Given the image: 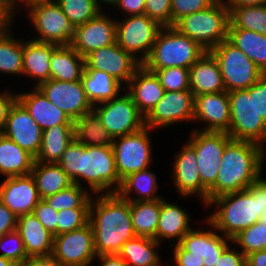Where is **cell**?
Listing matches in <instances>:
<instances>
[{"mask_svg":"<svg viewBox=\"0 0 266 266\" xmlns=\"http://www.w3.org/2000/svg\"><path fill=\"white\" fill-rule=\"evenodd\" d=\"M58 164L80 187L86 180L89 193H117L122 180L116 170L112 147L85 146L75 139L67 146ZM83 180V181H82ZM91 191V192H90Z\"/></svg>","mask_w":266,"mask_h":266,"instance_id":"1","label":"cell"},{"mask_svg":"<svg viewBox=\"0 0 266 266\" xmlns=\"http://www.w3.org/2000/svg\"><path fill=\"white\" fill-rule=\"evenodd\" d=\"M89 223L97 256L118 254L127 240L136 237L130 201L118 193L97 194L91 198Z\"/></svg>","mask_w":266,"mask_h":266,"instance_id":"2","label":"cell"},{"mask_svg":"<svg viewBox=\"0 0 266 266\" xmlns=\"http://www.w3.org/2000/svg\"><path fill=\"white\" fill-rule=\"evenodd\" d=\"M265 156L261 145L232 139L223 151L217 180L208 190V203L220 195L247 189L262 174Z\"/></svg>","mask_w":266,"mask_h":266,"instance_id":"3","label":"cell"},{"mask_svg":"<svg viewBox=\"0 0 266 266\" xmlns=\"http://www.w3.org/2000/svg\"><path fill=\"white\" fill-rule=\"evenodd\" d=\"M214 207L206 218L223 236L232 239L240 231L259 220L256 196L248 189L232 192L213 198L205 208Z\"/></svg>","mask_w":266,"mask_h":266,"instance_id":"4","label":"cell"},{"mask_svg":"<svg viewBox=\"0 0 266 266\" xmlns=\"http://www.w3.org/2000/svg\"><path fill=\"white\" fill-rule=\"evenodd\" d=\"M206 50L174 26H165L157 34L153 48L142 63L146 69L181 67L189 69Z\"/></svg>","mask_w":266,"mask_h":266,"instance_id":"5","label":"cell"},{"mask_svg":"<svg viewBox=\"0 0 266 266\" xmlns=\"http://www.w3.org/2000/svg\"><path fill=\"white\" fill-rule=\"evenodd\" d=\"M229 23V9L223 0H217L205 10L183 16L173 26L210 51L228 39Z\"/></svg>","mask_w":266,"mask_h":266,"instance_id":"6","label":"cell"},{"mask_svg":"<svg viewBox=\"0 0 266 266\" xmlns=\"http://www.w3.org/2000/svg\"><path fill=\"white\" fill-rule=\"evenodd\" d=\"M231 119L227 134L233 140L250 141L266 148V122L255 106V83L248 89L228 92Z\"/></svg>","mask_w":266,"mask_h":266,"instance_id":"7","label":"cell"},{"mask_svg":"<svg viewBox=\"0 0 266 266\" xmlns=\"http://www.w3.org/2000/svg\"><path fill=\"white\" fill-rule=\"evenodd\" d=\"M199 126L191 131L189 140L196 153L202 181V205L208 204V190L215 184L225 146L232 138L225 132L201 131Z\"/></svg>","mask_w":266,"mask_h":266,"instance_id":"8","label":"cell"},{"mask_svg":"<svg viewBox=\"0 0 266 266\" xmlns=\"http://www.w3.org/2000/svg\"><path fill=\"white\" fill-rule=\"evenodd\" d=\"M31 26L38 37L30 38L38 42L70 45L75 27L63 13L56 1H38L25 7Z\"/></svg>","mask_w":266,"mask_h":266,"instance_id":"9","label":"cell"},{"mask_svg":"<svg viewBox=\"0 0 266 266\" xmlns=\"http://www.w3.org/2000/svg\"><path fill=\"white\" fill-rule=\"evenodd\" d=\"M216 58L227 92L248 89L264 74L247 55L228 39L210 50Z\"/></svg>","mask_w":266,"mask_h":266,"instance_id":"10","label":"cell"},{"mask_svg":"<svg viewBox=\"0 0 266 266\" xmlns=\"http://www.w3.org/2000/svg\"><path fill=\"white\" fill-rule=\"evenodd\" d=\"M120 20H116V42L142 64L163 26L145 14L125 16Z\"/></svg>","mask_w":266,"mask_h":266,"instance_id":"11","label":"cell"},{"mask_svg":"<svg viewBox=\"0 0 266 266\" xmlns=\"http://www.w3.org/2000/svg\"><path fill=\"white\" fill-rule=\"evenodd\" d=\"M150 131L151 129L145 126L135 133L114 138L112 149L121 180L131 173L151 167L153 147Z\"/></svg>","mask_w":266,"mask_h":266,"instance_id":"12","label":"cell"},{"mask_svg":"<svg viewBox=\"0 0 266 266\" xmlns=\"http://www.w3.org/2000/svg\"><path fill=\"white\" fill-rule=\"evenodd\" d=\"M112 138L135 133L145 127V116L125 91L116 98L93 106Z\"/></svg>","mask_w":266,"mask_h":266,"instance_id":"13","label":"cell"},{"mask_svg":"<svg viewBox=\"0 0 266 266\" xmlns=\"http://www.w3.org/2000/svg\"><path fill=\"white\" fill-rule=\"evenodd\" d=\"M62 266H92L97 258L90 223L53 237L51 254Z\"/></svg>","mask_w":266,"mask_h":266,"instance_id":"14","label":"cell"},{"mask_svg":"<svg viewBox=\"0 0 266 266\" xmlns=\"http://www.w3.org/2000/svg\"><path fill=\"white\" fill-rule=\"evenodd\" d=\"M194 95L190 90L165 91L162 99L145 116V126L153 132L179 122L193 121Z\"/></svg>","mask_w":266,"mask_h":266,"instance_id":"15","label":"cell"},{"mask_svg":"<svg viewBox=\"0 0 266 266\" xmlns=\"http://www.w3.org/2000/svg\"><path fill=\"white\" fill-rule=\"evenodd\" d=\"M37 88L72 121L93 109L92 104L87 99L81 80L66 82L49 79Z\"/></svg>","mask_w":266,"mask_h":266,"instance_id":"16","label":"cell"},{"mask_svg":"<svg viewBox=\"0 0 266 266\" xmlns=\"http://www.w3.org/2000/svg\"><path fill=\"white\" fill-rule=\"evenodd\" d=\"M141 65L137 59L116 42L89 53L85 57L84 69L104 71L125 87Z\"/></svg>","mask_w":266,"mask_h":266,"instance_id":"17","label":"cell"},{"mask_svg":"<svg viewBox=\"0 0 266 266\" xmlns=\"http://www.w3.org/2000/svg\"><path fill=\"white\" fill-rule=\"evenodd\" d=\"M1 133L17 143L34 158L37 157L42 143L43 131L17 99L9 109Z\"/></svg>","mask_w":266,"mask_h":266,"instance_id":"18","label":"cell"},{"mask_svg":"<svg viewBox=\"0 0 266 266\" xmlns=\"http://www.w3.org/2000/svg\"><path fill=\"white\" fill-rule=\"evenodd\" d=\"M116 43V19L101 11L95 18L75 27L71 46L82 56Z\"/></svg>","mask_w":266,"mask_h":266,"instance_id":"19","label":"cell"},{"mask_svg":"<svg viewBox=\"0 0 266 266\" xmlns=\"http://www.w3.org/2000/svg\"><path fill=\"white\" fill-rule=\"evenodd\" d=\"M203 224L208 226L207 230L204 227L197 229L192 228L186 233L178 244L190 255H196L203 258L204 266H215L223 250L232 243L228 237L222 236L213 224L204 218ZM211 226V227H209Z\"/></svg>","mask_w":266,"mask_h":266,"instance_id":"20","label":"cell"},{"mask_svg":"<svg viewBox=\"0 0 266 266\" xmlns=\"http://www.w3.org/2000/svg\"><path fill=\"white\" fill-rule=\"evenodd\" d=\"M231 107L227 91L194 96L195 122H202L205 128L201 131H229Z\"/></svg>","mask_w":266,"mask_h":266,"instance_id":"21","label":"cell"},{"mask_svg":"<svg viewBox=\"0 0 266 266\" xmlns=\"http://www.w3.org/2000/svg\"><path fill=\"white\" fill-rule=\"evenodd\" d=\"M4 179L0 182V201L17 216L31 214L41 200L31 173Z\"/></svg>","mask_w":266,"mask_h":266,"instance_id":"22","label":"cell"},{"mask_svg":"<svg viewBox=\"0 0 266 266\" xmlns=\"http://www.w3.org/2000/svg\"><path fill=\"white\" fill-rule=\"evenodd\" d=\"M172 182L180 197L199 196L202 201V181L194 147L186 141L174 156Z\"/></svg>","mask_w":266,"mask_h":266,"instance_id":"23","label":"cell"},{"mask_svg":"<svg viewBox=\"0 0 266 266\" xmlns=\"http://www.w3.org/2000/svg\"><path fill=\"white\" fill-rule=\"evenodd\" d=\"M124 89L144 116L162 99L165 92L156 74L143 65L135 71Z\"/></svg>","mask_w":266,"mask_h":266,"instance_id":"24","label":"cell"},{"mask_svg":"<svg viewBox=\"0 0 266 266\" xmlns=\"http://www.w3.org/2000/svg\"><path fill=\"white\" fill-rule=\"evenodd\" d=\"M32 88V92L18 93L17 100L42 131L56 125H73V121L61 109L53 105L38 88Z\"/></svg>","mask_w":266,"mask_h":266,"instance_id":"25","label":"cell"},{"mask_svg":"<svg viewBox=\"0 0 266 266\" xmlns=\"http://www.w3.org/2000/svg\"><path fill=\"white\" fill-rule=\"evenodd\" d=\"M189 81L194 96L226 91L219 64L210 51L189 68Z\"/></svg>","mask_w":266,"mask_h":266,"instance_id":"26","label":"cell"},{"mask_svg":"<svg viewBox=\"0 0 266 266\" xmlns=\"http://www.w3.org/2000/svg\"><path fill=\"white\" fill-rule=\"evenodd\" d=\"M58 46L32 39L23 40V75L36 79V88L50 79V59Z\"/></svg>","mask_w":266,"mask_h":266,"instance_id":"27","label":"cell"},{"mask_svg":"<svg viewBox=\"0 0 266 266\" xmlns=\"http://www.w3.org/2000/svg\"><path fill=\"white\" fill-rule=\"evenodd\" d=\"M17 231L24 242L28 257L52 254L53 235L33 213L17 217Z\"/></svg>","mask_w":266,"mask_h":266,"instance_id":"28","label":"cell"},{"mask_svg":"<svg viewBox=\"0 0 266 266\" xmlns=\"http://www.w3.org/2000/svg\"><path fill=\"white\" fill-rule=\"evenodd\" d=\"M190 219L191 217L187 210L162 198L159 222L156 229V241L162 243V240L168 239L172 241L174 239L171 245L178 243L193 228L190 224Z\"/></svg>","mask_w":266,"mask_h":266,"instance_id":"29","label":"cell"},{"mask_svg":"<svg viewBox=\"0 0 266 266\" xmlns=\"http://www.w3.org/2000/svg\"><path fill=\"white\" fill-rule=\"evenodd\" d=\"M85 58L71 45H59L50 59V79L73 82L81 80Z\"/></svg>","mask_w":266,"mask_h":266,"instance_id":"30","label":"cell"},{"mask_svg":"<svg viewBox=\"0 0 266 266\" xmlns=\"http://www.w3.org/2000/svg\"><path fill=\"white\" fill-rule=\"evenodd\" d=\"M81 81L92 106L112 100L124 90V86L114 77L96 69H84Z\"/></svg>","mask_w":266,"mask_h":266,"instance_id":"31","label":"cell"},{"mask_svg":"<svg viewBox=\"0 0 266 266\" xmlns=\"http://www.w3.org/2000/svg\"><path fill=\"white\" fill-rule=\"evenodd\" d=\"M35 158L2 133L0 134V175L14 177L31 173Z\"/></svg>","mask_w":266,"mask_h":266,"instance_id":"32","label":"cell"},{"mask_svg":"<svg viewBox=\"0 0 266 266\" xmlns=\"http://www.w3.org/2000/svg\"><path fill=\"white\" fill-rule=\"evenodd\" d=\"M160 245L153 238L136 236L122 245L118 255L128 266H163L157 250Z\"/></svg>","mask_w":266,"mask_h":266,"instance_id":"33","label":"cell"},{"mask_svg":"<svg viewBox=\"0 0 266 266\" xmlns=\"http://www.w3.org/2000/svg\"><path fill=\"white\" fill-rule=\"evenodd\" d=\"M31 175L35 180L41 199H45L61 190L67 189L73 184L72 179L58 163L34 161Z\"/></svg>","mask_w":266,"mask_h":266,"instance_id":"34","label":"cell"},{"mask_svg":"<svg viewBox=\"0 0 266 266\" xmlns=\"http://www.w3.org/2000/svg\"><path fill=\"white\" fill-rule=\"evenodd\" d=\"M157 178L156 173L150 171L149 168L131 173L122 180L117 193L130 202L162 199L160 194H156L159 189ZM133 191L138 194L136 198L132 197Z\"/></svg>","mask_w":266,"mask_h":266,"instance_id":"35","label":"cell"},{"mask_svg":"<svg viewBox=\"0 0 266 266\" xmlns=\"http://www.w3.org/2000/svg\"><path fill=\"white\" fill-rule=\"evenodd\" d=\"M73 140V125H56L44 130L40 151L35 161L41 163H58L67 146Z\"/></svg>","mask_w":266,"mask_h":266,"instance_id":"36","label":"cell"},{"mask_svg":"<svg viewBox=\"0 0 266 266\" xmlns=\"http://www.w3.org/2000/svg\"><path fill=\"white\" fill-rule=\"evenodd\" d=\"M74 139L85 146L112 147L113 138L94 109L73 121Z\"/></svg>","mask_w":266,"mask_h":266,"instance_id":"37","label":"cell"},{"mask_svg":"<svg viewBox=\"0 0 266 266\" xmlns=\"http://www.w3.org/2000/svg\"><path fill=\"white\" fill-rule=\"evenodd\" d=\"M13 22L0 32V73L23 76V39L12 36Z\"/></svg>","mask_w":266,"mask_h":266,"instance_id":"38","label":"cell"},{"mask_svg":"<svg viewBox=\"0 0 266 266\" xmlns=\"http://www.w3.org/2000/svg\"><path fill=\"white\" fill-rule=\"evenodd\" d=\"M228 40L242 50L266 74L265 35L241 28H228Z\"/></svg>","mask_w":266,"mask_h":266,"instance_id":"39","label":"cell"},{"mask_svg":"<svg viewBox=\"0 0 266 266\" xmlns=\"http://www.w3.org/2000/svg\"><path fill=\"white\" fill-rule=\"evenodd\" d=\"M160 210L161 199L130 202L131 222L136 236L156 240V229L159 222Z\"/></svg>","mask_w":266,"mask_h":266,"instance_id":"40","label":"cell"},{"mask_svg":"<svg viewBox=\"0 0 266 266\" xmlns=\"http://www.w3.org/2000/svg\"><path fill=\"white\" fill-rule=\"evenodd\" d=\"M227 8L230 21L228 28H241L266 36V4Z\"/></svg>","mask_w":266,"mask_h":266,"instance_id":"41","label":"cell"},{"mask_svg":"<svg viewBox=\"0 0 266 266\" xmlns=\"http://www.w3.org/2000/svg\"><path fill=\"white\" fill-rule=\"evenodd\" d=\"M74 27L95 18L102 10L95 0H56Z\"/></svg>","mask_w":266,"mask_h":266,"instance_id":"42","label":"cell"},{"mask_svg":"<svg viewBox=\"0 0 266 266\" xmlns=\"http://www.w3.org/2000/svg\"><path fill=\"white\" fill-rule=\"evenodd\" d=\"M232 244L238 245L239 250L245 255L266 249V224L257 222L240 231L232 239ZM237 244V245H236Z\"/></svg>","mask_w":266,"mask_h":266,"instance_id":"43","label":"cell"},{"mask_svg":"<svg viewBox=\"0 0 266 266\" xmlns=\"http://www.w3.org/2000/svg\"><path fill=\"white\" fill-rule=\"evenodd\" d=\"M93 194L78 208L58 211L57 235L77 230L89 223L90 204Z\"/></svg>","mask_w":266,"mask_h":266,"instance_id":"44","label":"cell"},{"mask_svg":"<svg viewBox=\"0 0 266 266\" xmlns=\"http://www.w3.org/2000/svg\"><path fill=\"white\" fill-rule=\"evenodd\" d=\"M88 192L86 186L84 188L77 184H72L67 189L48 196L44 200L56 211L78 208L92 195Z\"/></svg>","mask_w":266,"mask_h":266,"instance_id":"45","label":"cell"},{"mask_svg":"<svg viewBox=\"0 0 266 266\" xmlns=\"http://www.w3.org/2000/svg\"><path fill=\"white\" fill-rule=\"evenodd\" d=\"M156 74L164 91L190 90L189 69L169 67L164 69H148Z\"/></svg>","mask_w":266,"mask_h":266,"instance_id":"46","label":"cell"},{"mask_svg":"<svg viewBox=\"0 0 266 266\" xmlns=\"http://www.w3.org/2000/svg\"><path fill=\"white\" fill-rule=\"evenodd\" d=\"M0 251H2L0 256L17 265L28 258L24 242L17 230L6 233L0 237Z\"/></svg>","mask_w":266,"mask_h":266,"instance_id":"47","label":"cell"},{"mask_svg":"<svg viewBox=\"0 0 266 266\" xmlns=\"http://www.w3.org/2000/svg\"><path fill=\"white\" fill-rule=\"evenodd\" d=\"M217 0H171V26L183 16L209 8Z\"/></svg>","mask_w":266,"mask_h":266,"instance_id":"48","label":"cell"},{"mask_svg":"<svg viewBox=\"0 0 266 266\" xmlns=\"http://www.w3.org/2000/svg\"><path fill=\"white\" fill-rule=\"evenodd\" d=\"M145 15L161 26H171V0H145Z\"/></svg>","mask_w":266,"mask_h":266,"instance_id":"49","label":"cell"},{"mask_svg":"<svg viewBox=\"0 0 266 266\" xmlns=\"http://www.w3.org/2000/svg\"><path fill=\"white\" fill-rule=\"evenodd\" d=\"M32 213L42 223V225L53 235V237L57 236L58 211L50 207L44 199H41L35 206Z\"/></svg>","mask_w":266,"mask_h":266,"instance_id":"50","label":"cell"},{"mask_svg":"<svg viewBox=\"0 0 266 266\" xmlns=\"http://www.w3.org/2000/svg\"><path fill=\"white\" fill-rule=\"evenodd\" d=\"M173 248V259L171 260L175 266H204L203 258L196 255H190L178 243L171 245ZM166 266H170L169 264Z\"/></svg>","mask_w":266,"mask_h":266,"instance_id":"51","label":"cell"},{"mask_svg":"<svg viewBox=\"0 0 266 266\" xmlns=\"http://www.w3.org/2000/svg\"><path fill=\"white\" fill-rule=\"evenodd\" d=\"M231 245L223 250L215 266H246V256Z\"/></svg>","mask_w":266,"mask_h":266,"instance_id":"52","label":"cell"},{"mask_svg":"<svg viewBox=\"0 0 266 266\" xmlns=\"http://www.w3.org/2000/svg\"><path fill=\"white\" fill-rule=\"evenodd\" d=\"M261 174L252 184L248 186V190L256 196L257 213L261 215L266 212V178Z\"/></svg>","mask_w":266,"mask_h":266,"instance_id":"53","label":"cell"},{"mask_svg":"<svg viewBox=\"0 0 266 266\" xmlns=\"http://www.w3.org/2000/svg\"><path fill=\"white\" fill-rule=\"evenodd\" d=\"M256 112L266 122V74L255 83Z\"/></svg>","mask_w":266,"mask_h":266,"instance_id":"54","label":"cell"},{"mask_svg":"<svg viewBox=\"0 0 266 266\" xmlns=\"http://www.w3.org/2000/svg\"><path fill=\"white\" fill-rule=\"evenodd\" d=\"M17 215L0 201V237L17 230Z\"/></svg>","mask_w":266,"mask_h":266,"instance_id":"55","label":"cell"},{"mask_svg":"<svg viewBox=\"0 0 266 266\" xmlns=\"http://www.w3.org/2000/svg\"><path fill=\"white\" fill-rule=\"evenodd\" d=\"M114 7L124 16L141 15L145 12V0H119Z\"/></svg>","mask_w":266,"mask_h":266,"instance_id":"56","label":"cell"},{"mask_svg":"<svg viewBox=\"0 0 266 266\" xmlns=\"http://www.w3.org/2000/svg\"><path fill=\"white\" fill-rule=\"evenodd\" d=\"M17 99V93L3 90L0 92V130L4 128L10 107Z\"/></svg>","mask_w":266,"mask_h":266,"instance_id":"57","label":"cell"},{"mask_svg":"<svg viewBox=\"0 0 266 266\" xmlns=\"http://www.w3.org/2000/svg\"><path fill=\"white\" fill-rule=\"evenodd\" d=\"M17 266H62L52 255L26 258Z\"/></svg>","mask_w":266,"mask_h":266,"instance_id":"58","label":"cell"},{"mask_svg":"<svg viewBox=\"0 0 266 266\" xmlns=\"http://www.w3.org/2000/svg\"><path fill=\"white\" fill-rule=\"evenodd\" d=\"M95 260H99L100 266H128L118 254L99 255Z\"/></svg>","mask_w":266,"mask_h":266,"instance_id":"59","label":"cell"},{"mask_svg":"<svg viewBox=\"0 0 266 266\" xmlns=\"http://www.w3.org/2000/svg\"><path fill=\"white\" fill-rule=\"evenodd\" d=\"M246 266H266V249L247 255Z\"/></svg>","mask_w":266,"mask_h":266,"instance_id":"60","label":"cell"},{"mask_svg":"<svg viewBox=\"0 0 266 266\" xmlns=\"http://www.w3.org/2000/svg\"><path fill=\"white\" fill-rule=\"evenodd\" d=\"M227 7L259 6L266 4V0H223Z\"/></svg>","mask_w":266,"mask_h":266,"instance_id":"61","label":"cell"},{"mask_svg":"<svg viewBox=\"0 0 266 266\" xmlns=\"http://www.w3.org/2000/svg\"><path fill=\"white\" fill-rule=\"evenodd\" d=\"M13 20L9 9L0 1V32Z\"/></svg>","mask_w":266,"mask_h":266,"instance_id":"62","label":"cell"},{"mask_svg":"<svg viewBox=\"0 0 266 266\" xmlns=\"http://www.w3.org/2000/svg\"><path fill=\"white\" fill-rule=\"evenodd\" d=\"M38 1H56V0H18V1H17V2H16V3H15V4L9 9L12 18H13V19L15 18L16 14L18 13L17 11H19V9L22 10V8H20L21 6L26 7V6L30 5V4H32V3H34V2H38ZM19 4H20L21 6H20ZM18 5H19V6H18Z\"/></svg>","mask_w":266,"mask_h":266,"instance_id":"63","label":"cell"},{"mask_svg":"<svg viewBox=\"0 0 266 266\" xmlns=\"http://www.w3.org/2000/svg\"><path fill=\"white\" fill-rule=\"evenodd\" d=\"M96 1V4L101 8L103 9L104 7H102V5L104 4H108L107 6H111L114 8L115 4L119 1V0H95Z\"/></svg>","mask_w":266,"mask_h":266,"instance_id":"64","label":"cell"},{"mask_svg":"<svg viewBox=\"0 0 266 266\" xmlns=\"http://www.w3.org/2000/svg\"><path fill=\"white\" fill-rule=\"evenodd\" d=\"M0 266H17V264L0 256Z\"/></svg>","mask_w":266,"mask_h":266,"instance_id":"65","label":"cell"},{"mask_svg":"<svg viewBox=\"0 0 266 266\" xmlns=\"http://www.w3.org/2000/svg\"><path fill=\"white\" fill-rule=\"evenodd\" d=\"M8 9H10L18 0H0Z\"/></svg>","mask_w":266,"mask_h":266,"instance_id":"66","label":"cell"},{"mask_svg":"<svg viewBox=\"0 0 266 266\" xmlns=\"http://www.w3.org/2000/svg\"><path fill=\"white\" fill-rule=\"evenodd\" d=\"M258 222L262 223V224H266V212L265 213H262L260 216H259V220Z\"/></svg>","mask_w":266,"mask_h":266,"instance_id":"67","label":"cell"}]
</instances>
